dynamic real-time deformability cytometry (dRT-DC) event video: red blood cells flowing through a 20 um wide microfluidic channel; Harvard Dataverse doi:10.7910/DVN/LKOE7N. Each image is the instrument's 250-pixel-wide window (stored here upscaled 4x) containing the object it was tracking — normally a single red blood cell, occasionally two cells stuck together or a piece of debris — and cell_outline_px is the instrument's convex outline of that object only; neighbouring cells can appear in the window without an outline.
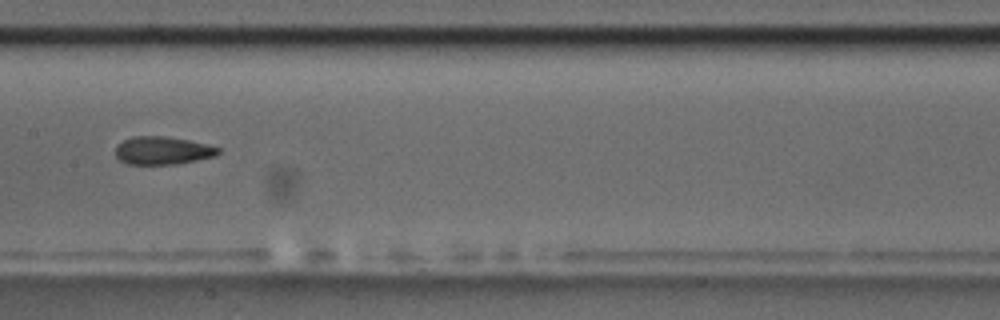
{"species": "common noctule bat (a hibernating species)", "species_latin": "Nyctalus noctula", "temperature_condition": "room temperature", "stored_images_in_passage": 9, "camera_frame_rate_fps": 3000, "um_per_image_px": 0.085, "animal": {"sex": "male", "body_mass_g": 17.5, "forearm_length_mm": 52.3}, "frame": {"image": 1, "passage_image": 8, "time_ms": 8.0, "image_size_px": [1000, 320], "cell_outline_px": [[220, 152], [216, 156], [176, 164], [128, 164], [120, 160], [116, 156], [116, 144], [132, 136], [164, 136], [188, 140], [208, 144], [220, 148]], "centroid_in_image_um": [13.82, 12.79], "position_along_channel_um": 193.6, "area_um2": 16.76}}
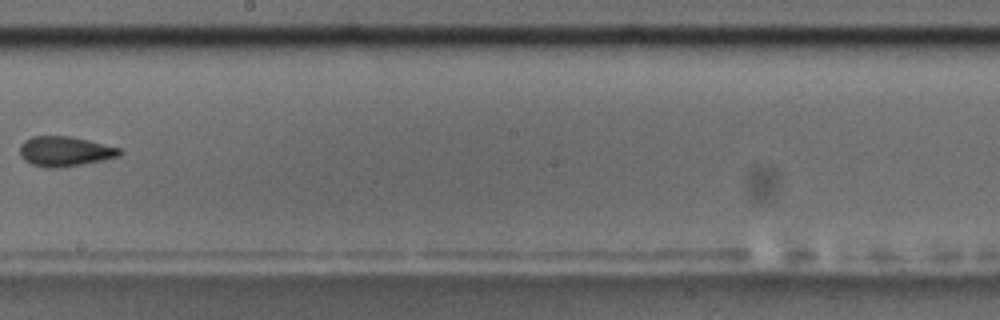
{"frame": {"image": 2, "passage_image": 9, "time_ms": 9.333, "image_size_px": [1000, 320], "cell_outline_px": [[124, 152], [120, 156], [104, 160], [64, 168], [48, 168], [32, 164], [24, 160], [20, 156], [20, 144], [24, 140], [32, 136], [68, 136], [88, 140], [120, 148]], "centroid_in_image_um": [5.52, 12.88], "position_along_channel_um": 242.7, "area_um2": 17.63}}